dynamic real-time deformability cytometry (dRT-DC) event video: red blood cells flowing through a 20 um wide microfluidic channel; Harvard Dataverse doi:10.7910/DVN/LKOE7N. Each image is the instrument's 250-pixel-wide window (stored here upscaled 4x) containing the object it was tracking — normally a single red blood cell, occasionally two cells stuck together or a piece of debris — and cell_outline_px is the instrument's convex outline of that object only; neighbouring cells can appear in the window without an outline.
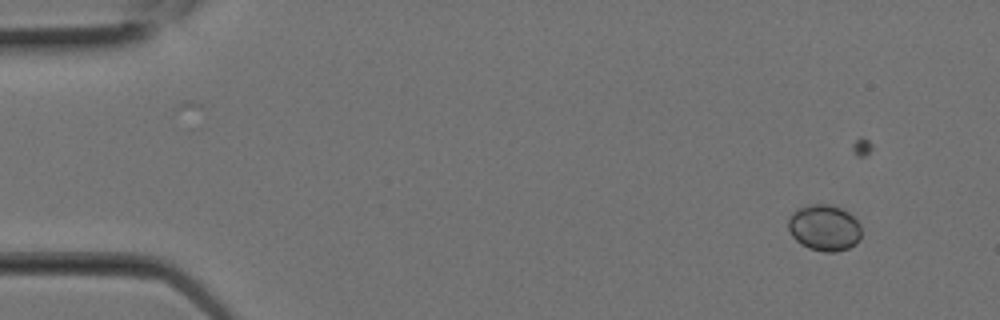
{"species": "Egyptian fruit bat (a non-hibernating species)", "species_latin": "Rousettus aegyptiacus", "temperature_condition": "room temperature", "stored_images_in_passage": 2, "segment_of_instrument_passage": [2, 2], "camera_frame_rate_fps": 3000, "um_per_image_px": 0.085, "animal": {"sex": "female"}, "frame": {"image": 1, "passage_image": 2, "time_ms": 0.333, "image_size_px": [1000, 320], "cell_outline_px": [[860, 236], [856, 244], [848, 248], [836, 252], [824, 252], [808, 248], [800, 244], [792, 236], [788, 228], [788, 220], [792, 212], [796, 208], [808, 204], [828, 204], [840, 208], [848, 212], [860, 224]], "centroid_in_image_um": [70.03, 19.36], "position_along_channel_um": 15.0, "area_um2": 19.83}}